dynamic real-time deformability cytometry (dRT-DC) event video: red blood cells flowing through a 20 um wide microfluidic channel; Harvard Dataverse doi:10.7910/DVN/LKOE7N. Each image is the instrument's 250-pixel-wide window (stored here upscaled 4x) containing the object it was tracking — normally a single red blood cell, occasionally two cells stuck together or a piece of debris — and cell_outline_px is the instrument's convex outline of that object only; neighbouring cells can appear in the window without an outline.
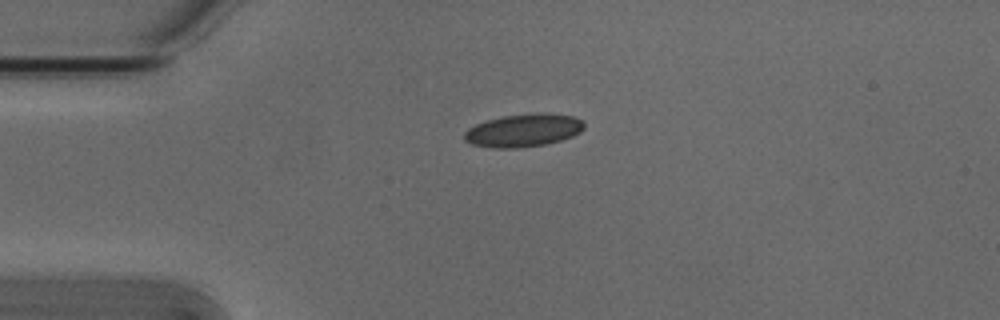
{"species": "Egyptian fruit bat (a non-hibernating species)", "species_latin": "Rousettus aegyptiacus", "temperature_condition": "cold", "stored_images_in_passage": 41, "camera_frame_rate_fps": 3000, "um_per_image_px": 0.085, "animal": {"sex": "male"}, "frame": {"image": 1, "passage_image": 1, "time_ms": 0.0, "image_size_px": [1000, 320], "cell_outline_px": [[584, 128], [580, 132], [572, 136], [560, 140], [544, 144], [520, 148], [496, 148], [472, 144], [464, 140], [464, 132], [468, 128], [476, 124], [488, 120], [504, 116], [532, 112], [548, 112], [572, 116], [580, 120], [584, 124]], "centroid_in_image_um": [44.49, 11.07], "position_along_channel_um": 40.5, "area_um2": 23.0}}
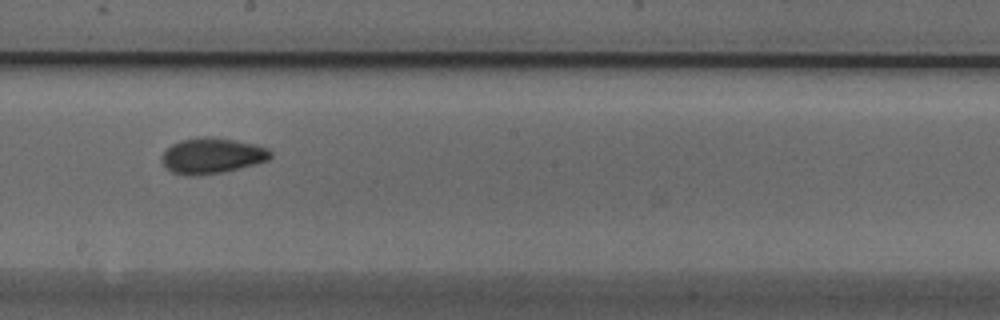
{"frame": {"image": 2, "passage_image": 18, "time_ms": 5.667, "image_size_px": [1000, 320], "cell_outline_px": [[272, 156], [268, 160], [256, 164], [220, 172], [196, 176], [188, 176], [172, 172], [160, 160], [160, 156], [172, 144], [180, 140], [200, 136], [212, 136], [256, 144], [268, 148], [272, 152]], "centroid_in_image_um": [18.02, 13.22], "position_along_channel_um": 230.2, "area_um2": 22.72}}
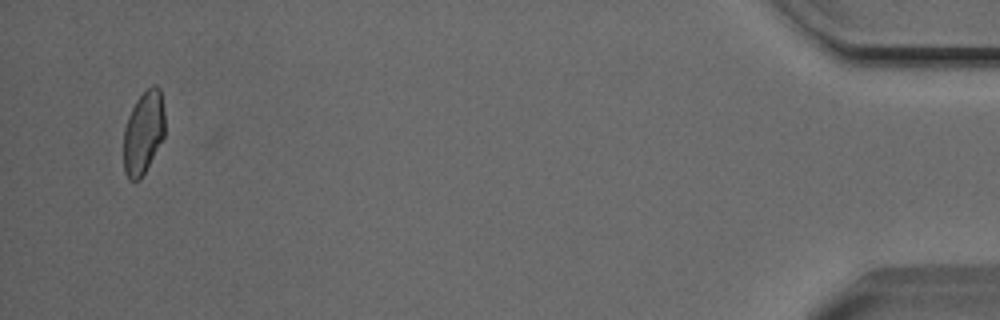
{"frame": {"image": 3, "passage_image": 40, "time_ms": 13.0, "image_size_px": [1000, 320], "cell_outline_px": [[164, 136], [140, 180], [128, 180], [124, 172], [124, 128], [128, 116], [136, 100], [152, 84], [156, 84], [160, 88], [164, 112]], "centroid_in_image_um": [12.18, 11.26], "position_along_channel_um": 423.0, "area_um2": 19.88}, "authors_computed_cell_mechanics": {"area_um2": 21.2126, "velocity_mm_per_s": 3.8191, "shape_relaxation_time_tau1_ms": 4.135, "shape_relaxation_time_tau2_ms": 2.4571, "deformation_change_tau1": 0.1038, "deformation_change_tau2": 0.0674}}